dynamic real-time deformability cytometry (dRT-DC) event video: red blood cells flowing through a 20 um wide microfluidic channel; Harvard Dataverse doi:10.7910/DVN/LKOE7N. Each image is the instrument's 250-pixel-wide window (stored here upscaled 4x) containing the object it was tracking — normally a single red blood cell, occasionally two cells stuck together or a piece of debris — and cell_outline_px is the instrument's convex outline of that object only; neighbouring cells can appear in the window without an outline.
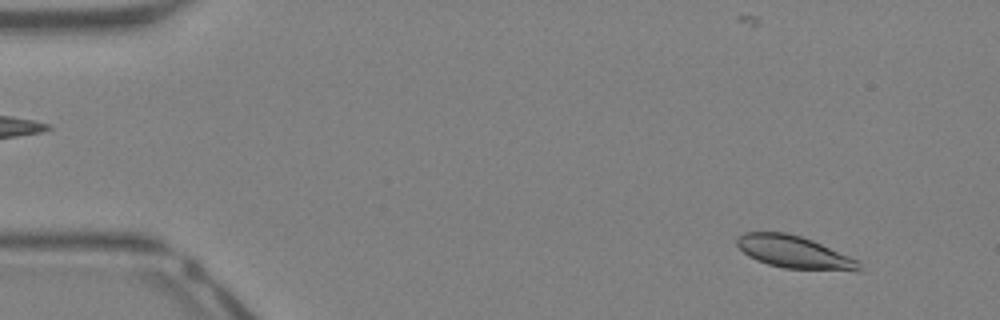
{"species": "Egyptian fruit bat (a non-hibernating species)", "species_latin": "Rousettus aegyptiacus", "temperature_condition": "warm", "stored_images_in_passage": 44, "camera_frame_rate_fps": 3000, "um_per_image_px": 0.085, "animal": {"sex": "female"}, "frame": {"image": 1, "passage_image": 4, "time_ms": 1.0, "image_size_px": [1000, 320], "cell_outline_px": [[860, 272], [856, 272], [784, 268], [768, 264], [756, 260], [748, 256], [736, 244], [736, 240], [744, 232], [788, 232], [812, 240], [860, 260]], "centroid_in_image_um": [67.56, 21.45], "position_along_channel_um": 17.4, "area_um2": 23.35}}
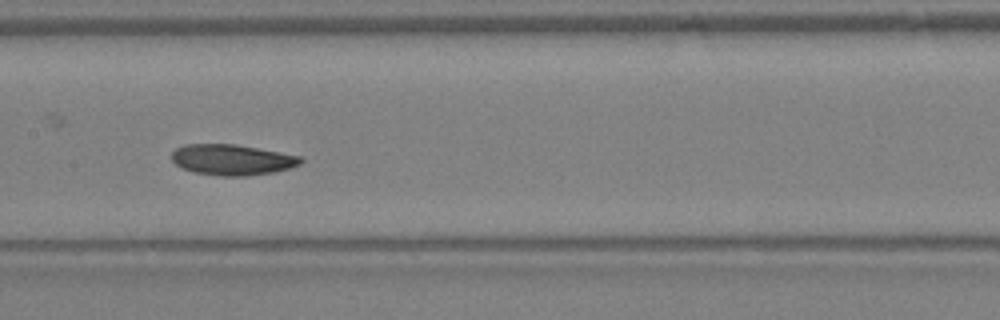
{"frame": {"image": 2, "passage_image": 22, "time_ms": 7.0, "image_size_px": [1000, 320], "cell_outline_px": [[304, 160], [300, 164], [288, 168], [272, 172], [248, 176], [220, 176], [196, 172], [184, 168], [176, 164], [172, 160], [172, 152], [176, 148], [184, 144], [236, 144], [304, 156]], "centroid_in_image_um": [19.76, 13.56], "position_along_channel_um": 187.6, "area_um2": 23.12}}
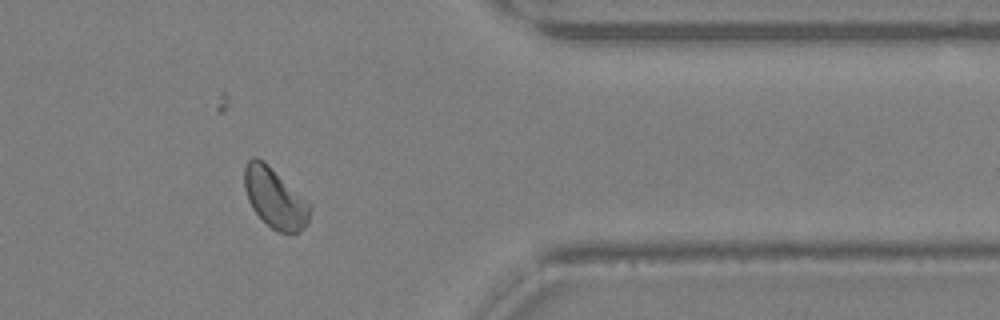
{"frame": {"image": 3, "passage_image": 36, "time_ms": 11.667, "image_size_px": [1000, 320], "cell_outline_px": [[312, 208], [308, 224], [304, 228], [296, 232], [276, 232], [252, 208], [248, 200], [244, 188], [244, 168], [248, 160], [252, 156], [256, 156], [264, 160], [312, 204]], "centroid_in_image_um": [23.38, 16.8], "position_along_channel_um": 388.0, "area_um2": 23.18}, "authors_computed_cell_mechanics": {"area_um2": 23.3223, "velocity_mm_per_s": 4.6722, "shape_relaxation_time_tau1_ms": 7.3099, "shape_relaxation_time_tau2_ms": 5.6138, "deformation_change_tau1": 0.1686, "deformation_change_tau2": 0.0854}}